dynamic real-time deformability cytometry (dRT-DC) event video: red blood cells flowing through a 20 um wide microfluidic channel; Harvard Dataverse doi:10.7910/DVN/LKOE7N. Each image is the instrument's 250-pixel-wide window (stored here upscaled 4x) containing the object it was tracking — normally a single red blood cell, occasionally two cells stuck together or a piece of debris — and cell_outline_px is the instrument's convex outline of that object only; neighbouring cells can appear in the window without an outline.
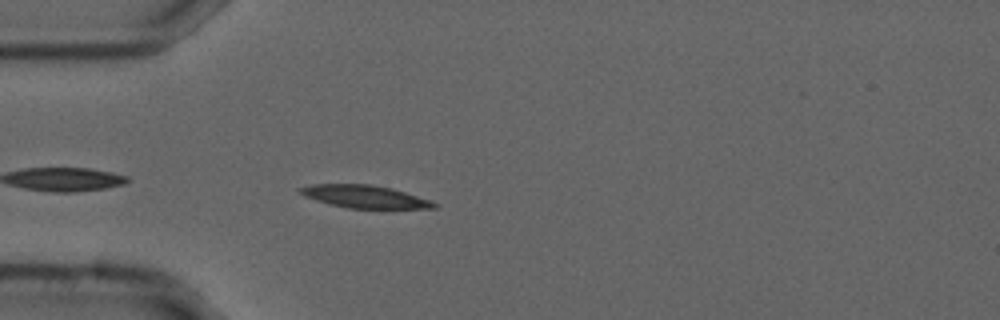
{"species": "common noctule bat (a hibernating species)", "species_latin": "Nyctalus noctula", "temperature_condition": "cold", "stored_images_in_passage": 42, "camera_frame_rate_fps": 3000, "um_per_image_px": 0.085, "animal": {"sex": "male", "forearm_length_mm": 52.5}, "frame": {"image": 1, "passage_image": 3, "time_ms": 0.667, "image_size_px": [1000, 320], "cell_outline_px": [[440, 204], [436, 208], [348, 208], [316, 200], [304, 196], [296, 188], [312, 184], [372, 184], [392, 188]], "centroid_in_image_um": [30.97, 16.7], "position_along_channel_um": 54.0, "area_um2": 17.51}}
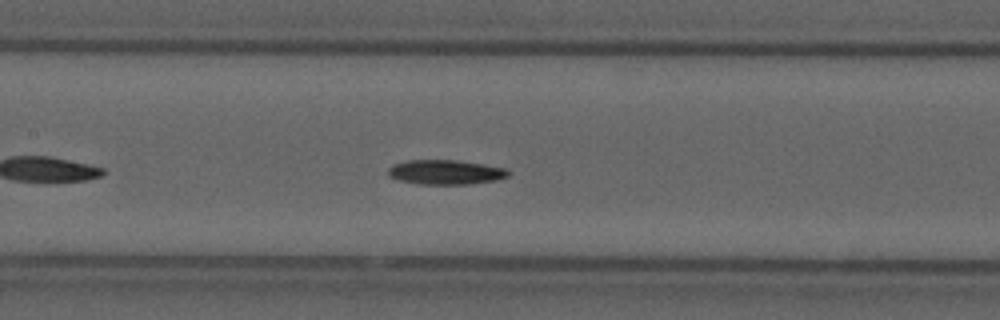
{"frame": {"image": 2, "passage_image": 13, "time_ms": 4.0, "image_size_px": [1000, 320], "cell_outline_px": [[512, 172], [508, 176], [496, 180], [468, 184], [420, 184], [396, 180], [388, 176], [388, 168], [392, 164], [408, 160], [456, 160], [484, 164], [508, 168]], "centroid_in_image_um": [37.87, 14.63], "position_along_channel_um": 169.5, "area_um2": 17.46}}
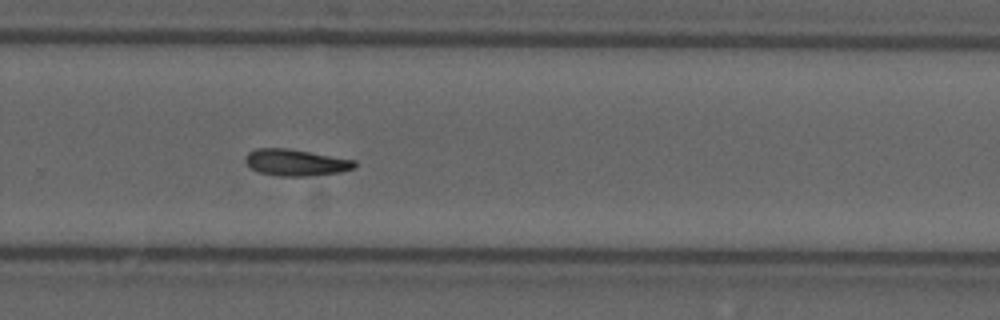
{"frame": {"image": 3, "passage_image": 24, "time_ms": 7.667, "image_size_px": [1000, 320], "cell_outline_px": [[356, 168], [340, 172], [312, 176], [280, 176], [260, 172], [252, 168], [244, 160], [248, 152], [256, 148], [288, 148], [356, 160]], "centroid_in_image_um": [25.17, 13.81], "position_along_channel_um": 304.6, "area_um2": 16.94}}